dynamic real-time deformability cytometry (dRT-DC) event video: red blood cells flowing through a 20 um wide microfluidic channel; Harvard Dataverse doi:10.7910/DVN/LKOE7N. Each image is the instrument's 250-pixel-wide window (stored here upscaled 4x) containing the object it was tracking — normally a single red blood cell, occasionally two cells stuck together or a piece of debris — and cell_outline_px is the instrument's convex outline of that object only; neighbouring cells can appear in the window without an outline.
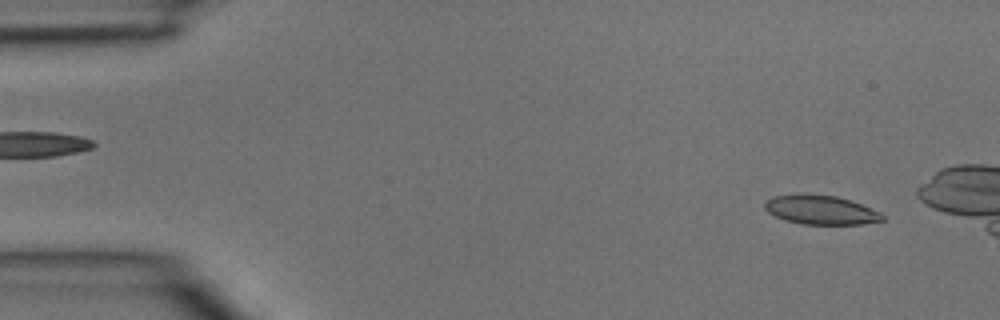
{"species": "common noctule bat (a hibernating species)", "species_latin": "Nyctalus noctula", "temperature_condition": "room temperature", "stored_images_in_passage": 4, "camera_frame_rate_fps": 3000, "um_per_image_px": 0.085, "animal": {"sex": "male", "body_mass_g": 15.6}, "frame": {"image": 1, "passage_image": 4, "time_ms": 1.0, "image_size_px": [1000, 320], "cell_outline_px": [[884, 220], [860, 224], [800, 224], [784, 220], [768, 212], [764, 208], [764, 204], [772, 196], [836, 196], [852, 200], [880, 212], [884, 216]], "centroid_in_image_um": [69.8, 17.88], "position_along_channel_um": 15.2, "area_um2": 19.36}}